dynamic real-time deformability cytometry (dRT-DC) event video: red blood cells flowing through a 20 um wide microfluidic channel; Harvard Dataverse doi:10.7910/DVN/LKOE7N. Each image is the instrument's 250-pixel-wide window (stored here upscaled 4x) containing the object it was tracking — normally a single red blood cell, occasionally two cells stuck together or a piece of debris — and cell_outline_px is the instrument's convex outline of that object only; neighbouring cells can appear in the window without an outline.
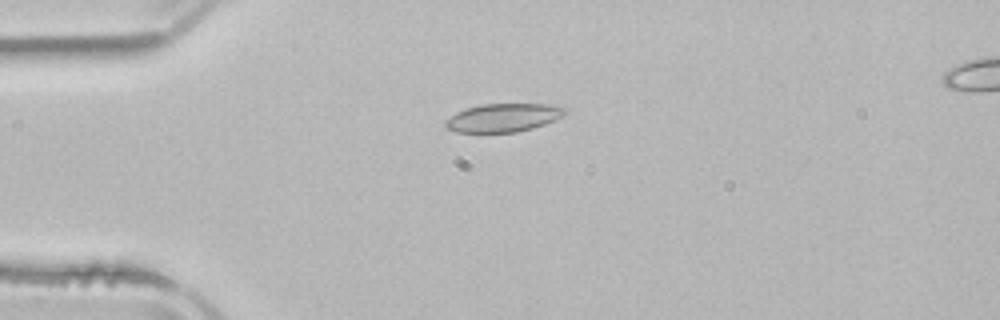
{"species": "common noctule bat (a hibernating species)", "species_latin": "Nyctalus noctula", "temperature_condition": "room temperature", "stored_images_in_passage": 2, "camera_frame_rate_fps": 3000, "um_per_image_px": 0.085, "animal": {"sex": "male", "body_mass_g": 21.5, "forearm_length_mm": 52.0}, "frame": {"image": 1, "passage_image": 1, "time_ms": 0.0, "image_size_px": [1000, 320], "cell_outline_px": [[568, 112], [564, 116], [544, 124], [532, 128], [516, 132], [456, 132], [444, 128], [444, 120], [456, 112], [480, 104], [560, 104], [568, 108]], "centroid_in_image_um": [42.81, 9.99], "position_along_channel_um": 42.2, "area_um2": 20.06}}